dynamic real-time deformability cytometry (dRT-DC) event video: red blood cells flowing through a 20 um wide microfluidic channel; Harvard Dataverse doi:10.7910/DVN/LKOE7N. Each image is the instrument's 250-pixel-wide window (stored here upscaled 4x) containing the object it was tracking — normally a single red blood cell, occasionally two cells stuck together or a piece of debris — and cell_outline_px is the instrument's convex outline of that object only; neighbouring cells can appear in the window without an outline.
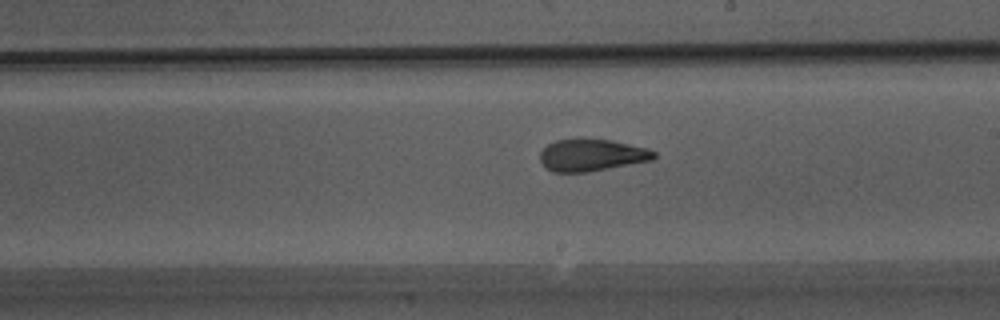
{"species": "Egyptian fruit bat (a non-hibernating species)", "species_latin": "Rousettus aegyptiacus", "temperature_condition": "warm", "stored_images_in_passage": 26, "camera_frame_rate_fps": 3000, "um_per_image_px": 0.085, "animal": {"sex": "male"}, "frame": {"image": 1, "passage_image": 12, "time_ms": 3.667, "image_size_px": [1000, 320], "cell_outline_px": [[656, 156], [652, 160], [588, 172], [552, 172], [540, 160], [540, 152], [548, 144], [556, 140], [576, 136], [612, 140], [648, 148], [656, 152]], "centroid_in_image_um": [50.29, 13.14], "position_along_channel_um": 238.7, "area_um2": 21.73}}
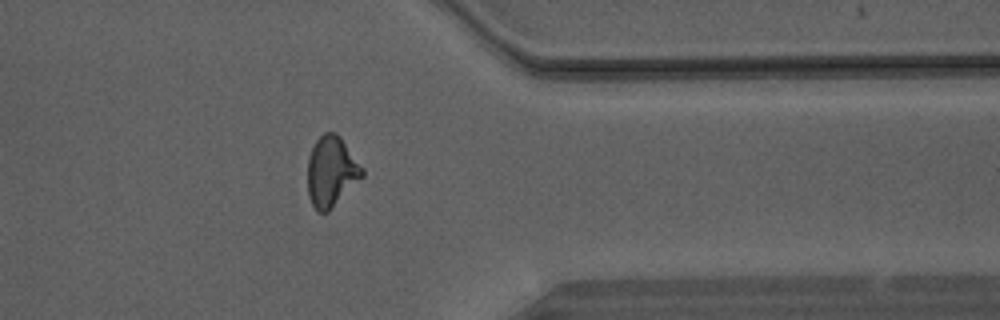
{"frame": {"image": 2, "passage_image": 22, "time_ms": 7.0, "image_size_px": [1000, 320], "cell_outline_px": [[364, 176], [328, 212], [316, 212], [308, 196], [308, 160], [312, 148], [316, 140], [324, 132], [336, 132], [340, 136], [364, 168]], "centroid_in_image_um": [28.18, 14.58], "position_along_channel_um": 383.2, "area_um2": 22.48}}